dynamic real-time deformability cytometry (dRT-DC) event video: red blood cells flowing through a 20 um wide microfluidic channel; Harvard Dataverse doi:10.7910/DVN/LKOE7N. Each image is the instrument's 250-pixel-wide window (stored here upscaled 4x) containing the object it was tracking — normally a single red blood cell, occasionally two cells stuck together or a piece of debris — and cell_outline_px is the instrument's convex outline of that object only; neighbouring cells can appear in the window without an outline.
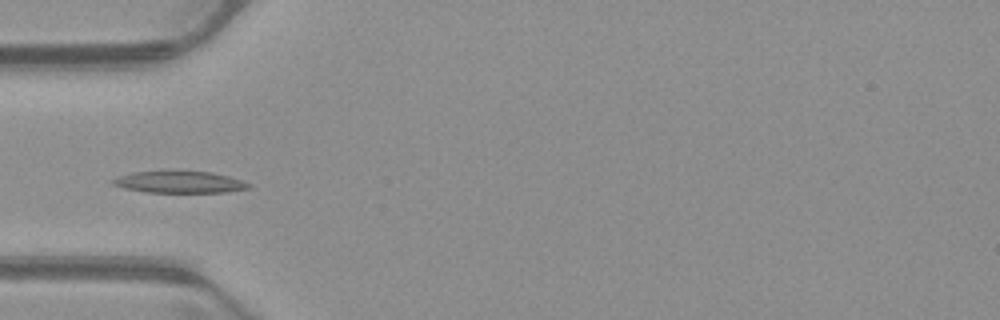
{"species": "common noctule bat (a hibernating species)", "species_latin": "Nyctalus noctula", "temperature_condition": "warm", "stored_images_in_passage": 23, "camera_frame_rate_fps": 3000, "um_per_image_px": 0.085, "animal": {"sex": "male", "body_mass_g": 23.1, "forearm_length_mm": 52.7}, "frame": {"image": 1, "passage_image": 17, "time_ms": 5.333, "image_size_px": [1000, 320], "cell_outline_px": [[252, 184], [248, 188], [228, 192], [144, 192], [124, 188], [112, 184], [108, 180], [116, 176], [132, 172], [160, 168], [172, 168], [212, 172], [228, 176]], "centroid_in_image_um": [15.14, 15.41], "position_along_channel_um": 69.9, "area_um2": 18.38}}
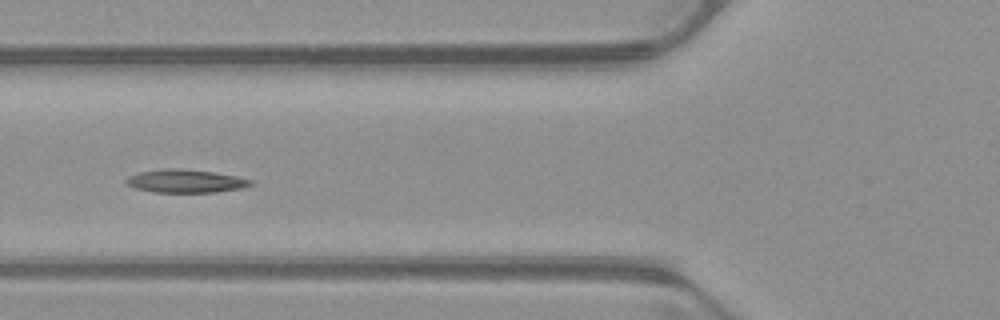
{"frame": {"image": 2, "passage_image": 20, "time_ms": 6.333, "image_size_px": [1000, 320], "cell_outline_px": [[252, 184], [240, 188], [216, 192], [152, 192], [136, 188], [128, 184], [124, 180], [128, 176], [140, 172], [164, 168], [176, 168], [212, 172], [236, 176], [252, 180]], "centroid_in_image_um": [15.74, 15.39], "position_along_channel_um": 110.1, "area_um2": 16.59}}